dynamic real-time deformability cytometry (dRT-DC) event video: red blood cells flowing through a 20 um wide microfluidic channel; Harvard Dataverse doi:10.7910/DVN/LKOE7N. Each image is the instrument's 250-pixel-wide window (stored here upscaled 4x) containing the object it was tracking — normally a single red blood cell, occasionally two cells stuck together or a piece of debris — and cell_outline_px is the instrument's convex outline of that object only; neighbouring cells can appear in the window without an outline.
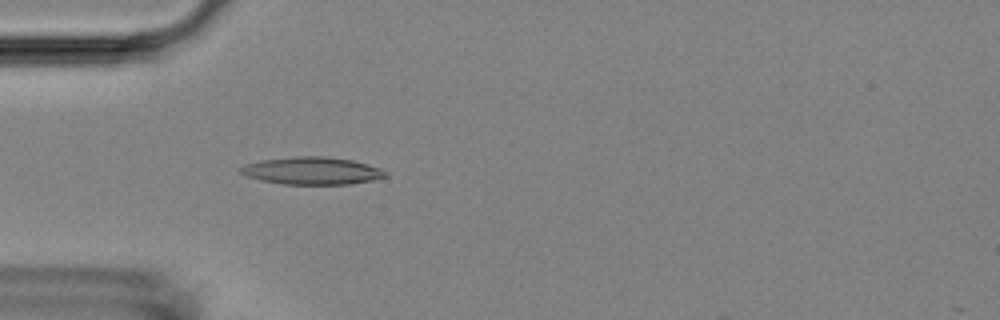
{"species": "Egyptian fruit bat (a non-hibernating species)", "species_latin": "Rousettus aegyptiacus", "temperature_condition": "room temperature", "stored_images_in_passage": 53, "camera_frame_rate_fps": 3000, "um_per_image_px": 0.085, "animal": {"sex": "female"}, "frame": {"image": 1, "passage_image": 16, "time_ms": 5.0, "image_size_px": [1000, 320], "cell_outline_px": [[388, 176], [372, 180], [348, 184], [280, 184], [260, 180], [248, 176], [240, 172], [236, 168], [244, 164], [260, 160], [296, 156], [324, 156], [352, 160], [368, 164], [380, 168], [388, 172]], "centroid_in_image_um": [26.5, 14.51], "position_along_channel_um": 58.5, "area_um2": 23.35}}
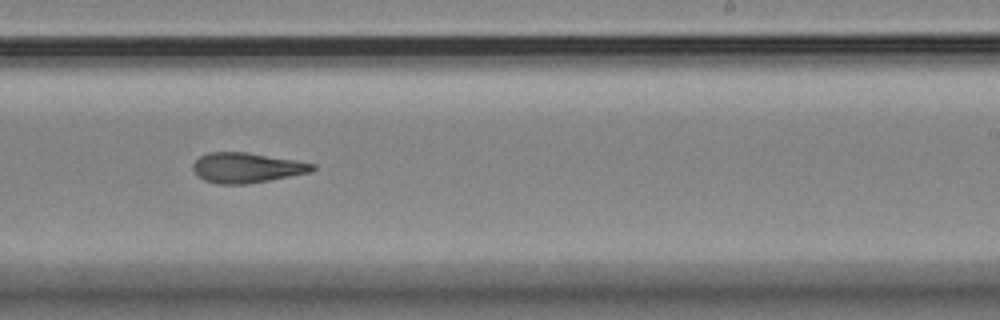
{"frame": {"image": 2, "passage_image": 33, "time_ms": 10.667, "image_size_px": [1000, 320], "cell_outline_px": [[316, 168], [312, 172], [248, 184], [216, 184], [204, 180], [196, 176], [192, 168], [192, 164], [200, 156], [208, 152], [248, 152], [296, 160], [316, 164]], "centroid_in_image_um": [20.96, 14.26], "position_along_channel_um": 268.0, "area_um2": 21.21}}
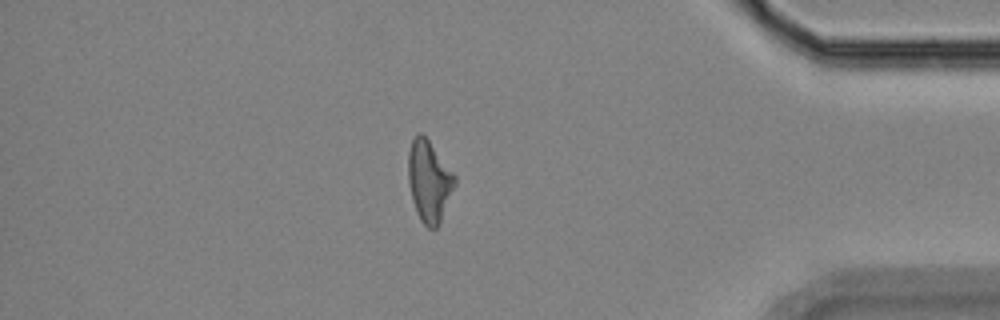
{"frame": {"image": 3, "passage_image": 46, "time_ms": 15.0, "image_size_px": [1000, 320], "cell_outline_px": [[456, 184], [440, 220], [436, 228], [428, 228], [420, 220], [416, 212], [412, 200], [408, 184], [408, 152], [412, 140], [420, 132], [428, 140], [456, 176]], "centroid_in_image_um": [36.46, 15.41], "position_along_channel_um": 398.7, "area_um2": 21.79}, "authors_computed_cell_mechanics": {"area_um2": 21.5594, "velocity_mm_per_s": 3.7473, "shape_relaxation_time_tau1_ms": null, "shape_relaxation_time_tau2_ms": 4.7192, "deformation_change_tau1": null, "deformation_change_tau2": 0.1581}}